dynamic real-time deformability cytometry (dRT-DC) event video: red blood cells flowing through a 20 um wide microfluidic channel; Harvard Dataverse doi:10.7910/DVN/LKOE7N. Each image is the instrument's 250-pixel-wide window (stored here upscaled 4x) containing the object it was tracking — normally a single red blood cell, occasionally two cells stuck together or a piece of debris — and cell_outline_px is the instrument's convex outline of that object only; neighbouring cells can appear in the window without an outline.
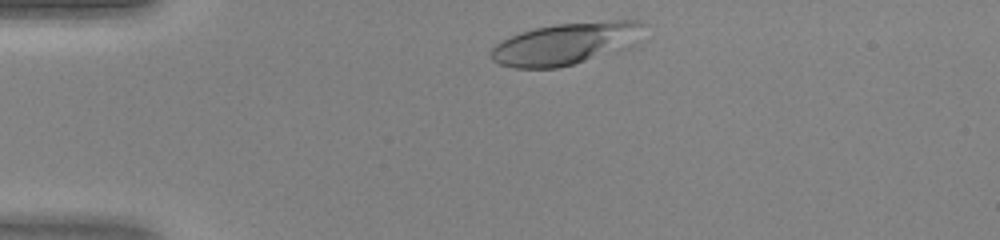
{"species": "human", "species_latin": "Homo sapiens", "temperature_condition": "warm", "stored_images_in_passage": 30, "camera_frame_rate_fps": 3000, "um_per_image_px": 0.085, "donor": {"sex": "female"}, "frame": {"image": 1, "passage_image": 2, "time_ms": 0.333, "image_size_px": [1000, 240], "cell_outline_px": [[648, 24], [640, 44], [616, 52], [572, 64], [556, 68], [512, 68], [496, 64], [488, 56], [488, 52], [500, 40], [536, 28], [556, 24], [608, 20], [640, 20]], "centroid_in_image_um": [48.19, 3.7], "position_along_channel_um": 36.8, "area_um2": 38.32}}
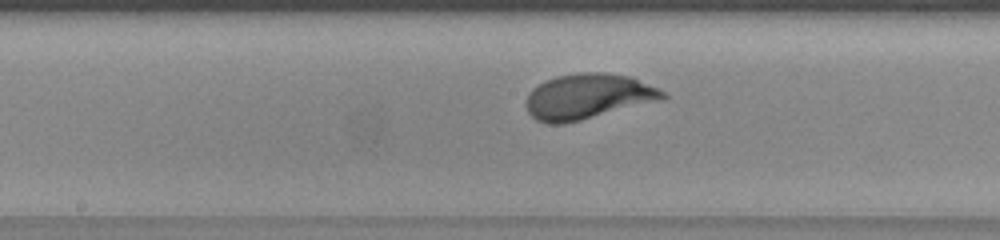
{"frame": {"image": 2, "passage_image": 16, "time_ms": 5.0, "image_size_px": [1000, 240], "cell_outline_px": [[668, 96], [664, 100], [564, 124], [548, 124], [536, 120], [528, 112], [524, 104], [524, 100], [528, 92], [532, 88], [544, 80], [556, 76], [580, 72], [604, 72], [628, 76], [656, 88], [664, 92]], "centroid_in_image_um": [49.91, 8.21], "position_along_channel_um": 198.3, "area_um2": 36.41}}
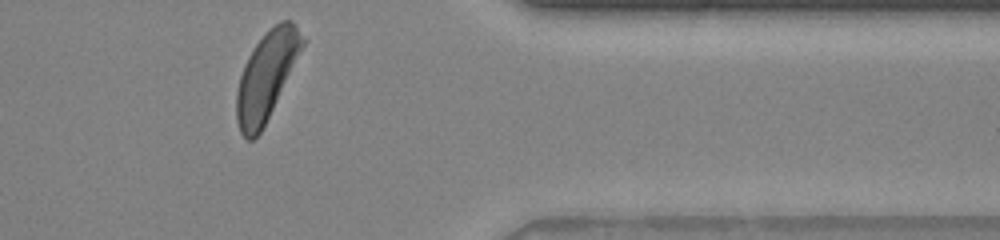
{"frame": {"image": 3, "passage_image": 30, "time_ms": 9.667, "image_size_px": [1000, 240], "cell_outline_px": [[308, 40], [260, 132], [252, 140], [248, 140], [240, 132], [236, 120], [236, 92], [240, 76], [244, 64], [248, 56], [256, 44], [268, 28], [280, 20], [288, 20]], "centroid_in_image_um": [22.65, 6.42], "position_along_channel_um": 388.7, "area_um2": 33.47}}